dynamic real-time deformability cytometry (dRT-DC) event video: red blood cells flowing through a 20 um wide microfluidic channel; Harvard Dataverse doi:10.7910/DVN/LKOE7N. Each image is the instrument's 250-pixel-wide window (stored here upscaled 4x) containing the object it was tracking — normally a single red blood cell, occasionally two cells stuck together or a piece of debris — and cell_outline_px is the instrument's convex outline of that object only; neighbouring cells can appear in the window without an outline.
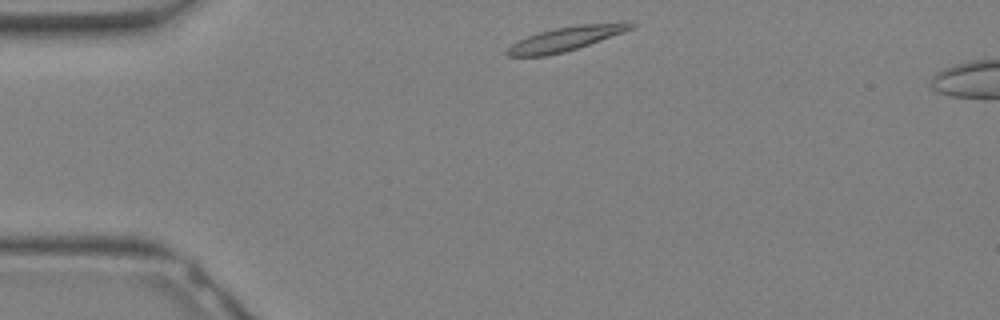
{"species": "Egyptian fruit bat (a non-hibernating species)", "species_latin": "Rousettus aegyptiacus", "temperature_condition": "warm", "stored_images_in_passage": 26, "camera_frame_rate_fps": 3000, "um_per_image_px": 0.085, "animal": {"sex": "female"}, "frame": {"image": 1, "passage_image": 1, "time_ms": 0.0, "image_size_px": [1000, 320], "cell_outline_px": [[636, 24], [632, 28], [624, 32], [564, 52], [548, 56], [508, 56], [504, 52], [516, 40], [540, 32], [556, 28], [580, 24], [624, 20]], "centroid_in_image_um": [48.13, 3.27], "position_along_channel_um": 36.9, "area_um2": 17.57}}
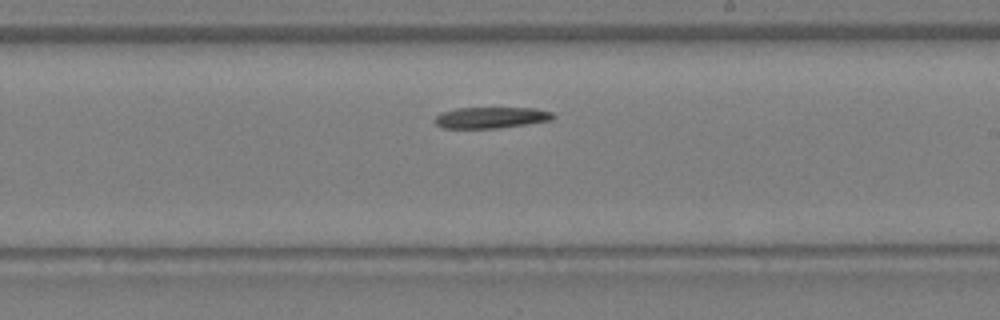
{"frame": {"image": 2, "passage_image": 13, "time_ms": 4.0, "image_size_px": [1000, 320], "cell_outline_px": [[556, 116], [552, 120], [528, 124], [496, 128], [444, 128], [436, 124], [432, 120], [440, 112], [456, 108], [536, 108], [552, 112]], "centroid_in_image_um": [41.73, 9.99], "position_along_channel_um": 247.3, "area_um2": 14.74}}
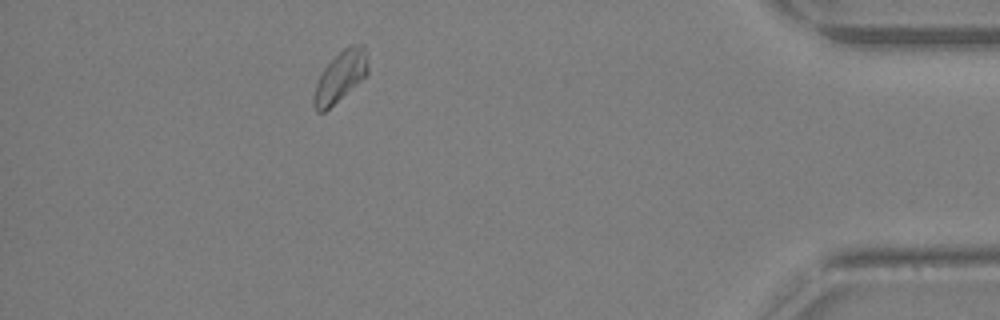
{"frame": {"image": 3, "passage_image": 23, "time_ms": 7.333, "image_size_px": [1000, 320], "cell_outline_px": [[368, 76], [324, 112], [316, 112], [312, 104], [312, 96], [316, 84], [324, 68], [344, 48], [352, 44], [364, 44], [368, 68]], "centroid_in_image_um": [28.93, 6.54], "position_along_channel_um": 406.3, "area_um2": 16.01}}